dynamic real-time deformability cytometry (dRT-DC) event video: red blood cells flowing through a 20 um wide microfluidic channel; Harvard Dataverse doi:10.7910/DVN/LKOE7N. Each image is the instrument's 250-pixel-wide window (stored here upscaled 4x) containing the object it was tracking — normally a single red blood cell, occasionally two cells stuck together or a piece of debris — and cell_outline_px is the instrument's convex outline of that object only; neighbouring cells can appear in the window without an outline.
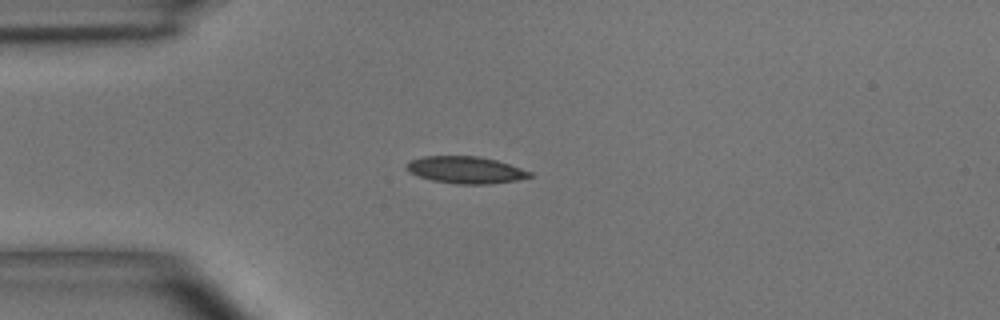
{"species": "common noctule bat (a hibernating species)", "species_latin": "Nyctalus noctula", "temperature_condition": "room temperature", "stored_images_in_passage": 2, "camera_frame_rate_fps": 3000, "um_per_image_px": 0.085, "animal": {"sex": "male", "body_mass_g": 15.6}, "frame": {"image": 1, "passage_image": 1, "time_ms": 0.0, "image_size_px": [1000, 320], "cell_outline_px": [[532, 176], [516, 180], [488, 184], [456, 184], [432, 180], [408, 172], [404, 168], [412, 160], [424, 156], [480, 156], [496, 160], [532, 172]], "centroid_in_image_um": [39.57, 14.44], "position_along_channel_um": 45.4, "area_um2": 19.19}}